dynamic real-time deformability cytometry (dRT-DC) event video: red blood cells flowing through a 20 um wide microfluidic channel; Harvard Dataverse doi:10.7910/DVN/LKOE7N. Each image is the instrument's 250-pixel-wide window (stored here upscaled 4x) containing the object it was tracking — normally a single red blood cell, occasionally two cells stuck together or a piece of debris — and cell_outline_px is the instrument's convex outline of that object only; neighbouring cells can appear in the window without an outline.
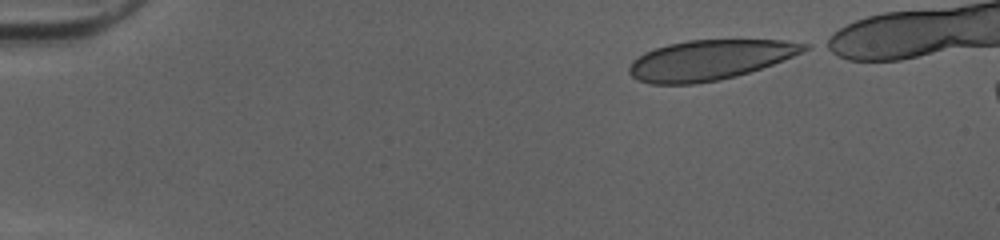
{"species": "human", "species_latin": "Homo sapiens", "temperature_condition": "cold", "stored_images_in_passage": 42, "camera_frame_rate_fps": 3000, "um_per_image_px": 0.085, "donor": {"sex": "female"}, "frame": {"image": 1, "passage_image": 1, "time_ms": 0.0, "image_size_px": [1000, 240], "cell_outline_px": [[812, 44], [808, 48], [792, 56], [772, 64], [736, 76], [696, 84], [652, 84], [636, 80], [628, 72], [628, 68], [632, 60], [644, 52], [668, 44], [688, 40], [780, 40]], "centroid_in_image_um": [60.26, 5.1], "position_along_channel_um": 24.7, "area_um2": 40.52}}
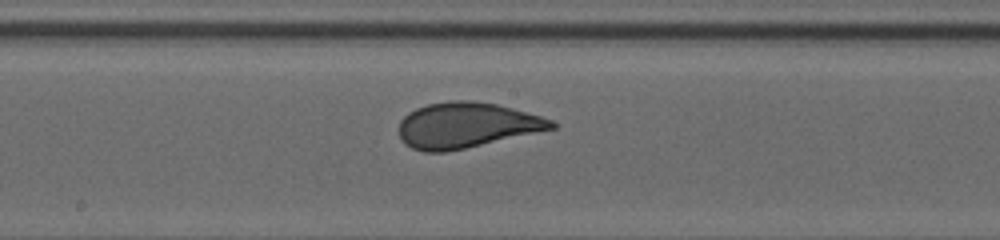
{"frame": {"image": 2, "passage_image": 22, "time_ms": 7.0, "image_size_px": [1000, 240], "cell_outline_px": [[556, 128], [464, 148], [444, 152], [424, 152], [412, 148], [404, 144], [400, 136], [400, 120], [408, 112], [416, 108], [428, 104], [448, 100], [472, 100], [496, 104], [512, 108], [540, 116], [552, 120], [556, 124]], "centroid_in_image_um": [39.61, 10.63], "position_along_channel_um": 208.6, "area_um2": 40.17}}
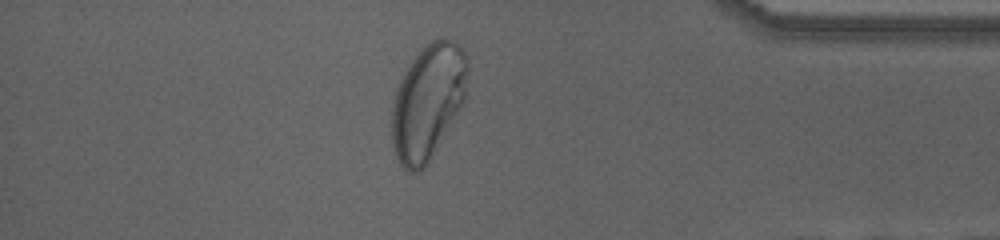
{"frame": {"image": 3, "passage_image": 38, "time_ms": 12.333, "image_size_px": [1000, 240], "cell_outline_px": [[468, 68], [464, 100], [424, 168], [420, 172], [408, 172], [400, 164], [396, 156], [392, 140], [392, 108], [396, 92], [400, 80], [412, 60], [436, 36], [444, 36], [456, 40], [460, 44], [464, 52], [468, 64]], "centroid_in_image_um": [36.37, 8.6], "position_along_channel_um": 398.8, "area_um2": 50.17}, "authors_computed_cell_mechanics": {"area_um2": 41.6738, "velocity_mm_per_s": 4.0373, "shape_relaxation_time_tau1_ms": 4.2335, "shape_relaxation_time_tau2_ms": null, "deformation_change_tau1": 0.1672, "deformation_change_tau2": null}}